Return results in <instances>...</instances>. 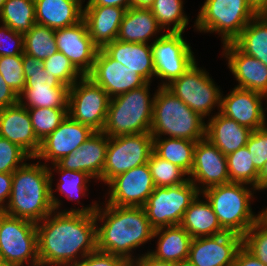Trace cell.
<instances>
[{"label":"cell","mask_w":267,"mask_h":266,"mask_svg":"<svg viewBox=\"0 0 267 266\" xmlns=\"http://www.w3.org/2000/svg\"><path fill=\"white\" fill-rule=\"evenodd\" d=\"M97 207L53 210L36 223L40 266H71L97 250Z\"/></svg>","instance_id":"cell-1"},{"label":"cell","mask_w":267,"mask_h":266,"mask_svg":"<svg viewBox=\"0 0 267 266\" xmlns=\"http://www.w3.org/2000/svg\"><path fill=\"white\" fill-rule=\"evenodd\" d=\"M104 205L98 204L95 213L96 222L102 223L96 225L97 250L120 256L130 263L136 259L133 250L153 239L154 228L143 207Z\"/></svg>","instance_id":"cell-2"},{"label":"cell","mask_w":267,"mask_h":266,"mask_svg":"<svg viewBox=\"0 0 267 266\" xmlns=\"http://www.w3.org/2000/svg\"><path fill=\"white\" fill-rule=\"evenodd\" d=\"M4 213L34 223L53 210L51 178L47 165L25 163L13 172L11 195Z\"/></svg>","instance_id":"cell-3"},{"label":"cell","mask_w":267,"mask_h":266,"mask_svg":"<svg viewBox=\"0 0 267 266\" xmlns=\"http://www.w3.org/2000/svg\"><path fill=\"white\" fill-rule=\"evenodd\" d=\"M154 93L153 117L150 133L153 137L198 141L205 138L206 123L166 87L157 86Z\"/></svg>","instance_id":"cell-4"},{"label":"cell","mask_w":267,"mask_h":266,"mask_svg":"<svg viewBox=\"0 0 267 266\" xmlns=\"http://www.w3.org/2000/svg\"><path fill=\"white\" fill-rule=\"evenodd\" d=\"M150 82L111 98L102 130L108 137L150 132L154 95L150 98Z\"/></svg>","instance_id":"cell-5"},{"label":"cell","mask_w":267,"mask_h":266,"mask_svg":"<svg viewBox=\"0 0 267 266\" xmlns=\"http://www.w3.org/2000/svg\"><path fill=\"white\" fill-rule=\"evenodd\" d=\"M256 190L246 184L230 182L209 187L201 192V195L210 202L221 227L226 232L243 236L257 221V215L251 208V201L254 200L253 191Z\"/></svg>","instance_id":"cell-6"},{"label":"cell","mask_w":267,"mask_h":266,"mask_svg":"<svg viewBox=\"0 0 267 266\" xmlns=\"http://www.w3.org/2000/svg\"><path fill=\"white\" fill-rule=\"evenodd\" d=\"M257 14L247 0H205L194 27L218 33L222 44L232 43Z\"/></svg>","instance_id":"cell-7"},{"label":"cell","mask_w":267,"mask_h":266,"mask_svg":"<svg viewBox=\"0 0 267 266\" xmlns=\"http://www.w3.org/2000/svg\"><path fill=\"white\" fill-rule=\"evenodd\" d=\"M0 261L40 266L36 223L0 213Z\"/></svg>","instance_id":"cell-8"},{"label":"cell","mask_w":267,"mask_h":266,"mask_svg":"<svg viewBox=\"0 0 267 266\" xmlns=\"http://www.w3.org/2000/svg\"><path fill=\"white\" fill-rule=\"evenodd\" d=\"M165 87L202 118L210 117L215 107L220 112L222 91L197 62Z\"/></svg>","instance_id":"cell-9"},{"label":"cell","mask_w":267,"mask_h":266,"mask_svg":"<svg viewBox=\"0 0 267 266\" xmlns=\"http://www.w3.org/2000/svg\"><path fill=\"white\" fill-rule=\"evenodd\" d=\"M200 194L187 182L170 187H155L143 208L154 229L179 225L190 203Z\"/></svg>","instance_id":"cell-10"},{"label":"cell","mask_w":267,"mask_h":266,"mask_svg":"<svg viewBox=\"0 0 267 266\" xmlns=\"http://www.w3.org/2000/svg\"><path fill=\"white\" fill-rule=\"evenodd\" d=\"M109 101L107 92L84 75L69 88L68 115L93 131L102 132Z\"/></svg>","instance_id":"cell-11"},{"label":"cell","mask_w":267,"mask_h":266,"mask_svg":"<svg viewBox=\"0 0 267 266\" xmlns=\"http://www.w3.org/2000/svg\"><path fill=\"white\" fill-rule=\"evenodd\" d=\"M153 151L150 132L109 137L103 168L104 184L121 173L148 163Z\"/></svg>","instance_id":"cell-12"},{"label":"cell","mask_w":267,"mask_h":266,"mask_svg":"<svg viewBox=\"0 0 267 266\" xmlns=\"http://www.w3.org/2000/svg\"><path fill=\"white\" fill-rule=\"evenodd\" d=\"M183 32H166L151 42L155 77L167 86L182 76L196 62L191 46L183 38Z\"/></svg>","instance_id":"cell-13"},{"label":"cell","mask_w":267,"mask_h":266,"mask_svg":"<svg viewBox=\"0 0 267 266\" xmlns=\"http://www.w3.org/2000/svg\"><path fill=\"white\" fill-rule=\"evenodd\" d=\"M107 185L105 203L121 207H143L155 189L147 163L115 176Z\"/></svg>","instance_id":"cell-14"},{"label":"cell","mask_w":267,"mask_h":266,"mask_svg":"<svg viewBox=\"0 0 267 266\" xmlns=\"http://www.w3.org/2000/svg\"><path fill=\"white\" fill-rule=\"evenodd\" d=\"M242 246L243 236L232 232L192 238L188 259L195 266H233Z\"/></svg>","instance_id":"cell-15"},{"label":"cell","mask_w":267,"mask_h":266,"mask_svg":"<svg viewBox=\"0 0 267 266\" xmlns=\"http://www.w3.org/2000/svg\"><path fill=\"white\" fill-rule=\"evenodd\" d=\"M87 76L102 87L110 99L147 83L137 72L112 59L102 48L98 49L93 69Z\"/></svg>","instance_id":"cell-16"},{"label":"cell","mask_w":267,"mask_h":266,"mask_svg":"<svg viewBox=\"0 0 267 266\" xmlns=\"http://www.w3.org/2000/svg\"><path fill=\"white\" fill-rule=\"evenodd\" d=\"M188 178L200 193L209 187L230 183L226 156L207 138L196 142Z\"/></svg>","instance_id":"cell-17"},{"label":"cell","mask_w":267,"mask_h":266,"mask_svg":"<svg viewBox=\"0 0 267 266\" xmlns=\"http://www.w3.org/2000/svg\"><path fill=\"white\" fill-rule=\"evenodd\" d=\"M94 132L67 115L57 129L41 141L39 152L32 160H44L45 165L46 162L54 164L78 149Z\"/></svg>","instance_id":"cell-18"},{"label":"cell","mask_w":267,"mask_h":266,"mask_svg":"<svg viewBox=\"0 0 267 266\" xmlns=\"http://www.w3.org/2000/svg\"><path fill=\"white\" fill-rule=\"evenodd\" d=\"M267 97L259 92L234 87L226 96L221 95L220 113L251 130L267 125L262 101Z\"/></svg>","instance_id":"cell-19"},{"label":"cell","mask_w":267,"mask_h":266,"mask_svg":"<svg viewBox=\"0 0 267 266\" xmlns=\"http://www.w3.org/2000/svg\"><path fill=\"white\" fill-rule=\"evenodd\" d=\"M55 39L58 51L83 75L92 71L99 48L93 43L84 20L73 26L55 30Z\"/></svg>","instance_id":"cell-20"},{"label":"cell","mask_w":267,"mask_h":266,"mask_svg":"<svg viewBox=\"0 0 267 266\" xmlns=\"http://www.w3.org/2000/svg\"><path fill=\"white\" fill-rule=\"evenodd\" d=\"M108 142L109 137L105 133L94 132L78 149L56 164L61 169L86 172L93 180L102 182Z\"/></svg>","instance_id":"cell-21"},{"label":"cell","mask_w":267,"mask_h":266,"mask_svg":"<svg viewBox=\"0 0 267 266\" xmlns=\"http://www.w3.org/2000/svg\"><path fill=\"white\" fill-rule=\"evenodd\" d=\"M222 56L238 81L235 87L259 92L267 97V66L241 52L233 43L223 44Z\"/></svg>","instance_id":"cell-22"},{"label":"cell","mask_w":267,"mask_h":266,"mask_svg":"<svg viewBox=\"0 0 267 266\" xmlns=\"http://www.w3.org/2000/svg\"><path fill=\"white\" fill-rule=\"evenodd\" d=\"M0 137L20 146L32 158L39 152L41 142L34 133L28 109L20 103L0 108Z\"/></svg>","instance_id":"cell-23"},{"label":"cell","mask_w":267,"mask_h":266,"mask_svg":"<svg viewBox=\"0 0 267 266\" xmlns=\"http://www.w3.org/2000/svg\"><path fill=\"white\" fill-rule=\"evenodd\" d=\"M125 11V8L114 6H84L83 20L99 49L117 39Z\"/></svg>","instance_id":"cell-24"},{"label":"cell","mask_w":267,"mask_h":266,"mask_svg":"<svg viewBox=\"0 0 267 266\" xmlns=\"http://www.w3.org/2000/svg\"><path fill=\"white\" fill-rule=\"evenodd\" d=\"M252 131L218 112L208 119L205 138L227 156L246 146Z\"/></svg>","instance_id":"cell-25"},{"label":"cell","mask_w":267,"mask_h":266,"mask_svg":"<svg viewBox=\"0 0 267 266\" xmlns=\"http://www.w3.org/2000/svg\"><path fill=\"white\" fill-rule=\"evenodd\" d=\"M112 59L137 72L147 82L155 77L151 43L114 40L102 48Z\"/></svg>","instance_id":"cell-26"},{"label":"cell","mask_w":267,"mask_h":266,"mask_svg":"<svg viewBox=\"0 0 267 266\" xmlns=\"http://www.w3.org/2000/svg\"><path fill=\"white\" fill-rule=\"evenodd\" d=\"M36 23L57 30L83 20L80 0H34Z\"/></svg>","instance_id":"cell-27"},{"label":"cell","mask_w":267,"mask_h":266,"mask_svg":"<svg viewBox=\"0 0 267 266\" xmlns=\"http://www.w3.org/2000/svg\"><path fill=\"white\" fill-rule=\"evenodd\" d=\"M162 30L150 9L130 7L123 16L117 40L148 44L153 36L158 39Z\"/></svg>","instance_id":"cell-28"},{"label":"cell","mask_w":267,"mask_h":266,"mask_svg":"<svg viewBox=\"0 0 267 266\" xmlns=\"http://www.w3.org/2000/svg\"><path fill=\"white\" fill-rule=\"evenodd\" d=\"M158 238L156 250L147 251L152 257L177 263L188 259L192 237L180 225L154 229L153 239Z\"/></svg>","instance_id":"cell-29"},{"label":"cell","mask_w":267,"mask_h":266,"mask_svg":"<svg viewBox=\"0 0 267 266\" xmlns=\"http://www.w3.org/2000/svg\"><path fill=\"white\" fill-rule=\"evenodd\" d=\"M201 193L190 203L183 214L180 226L183 227L192 238L214 236L226 231L221 227L210 202L200 200Z\"/></svg>","instance_id":"cell-30"},{"label":"cell","mask_w":267,"mask_h":266,"mask_svg":"<svg viewBox=\"0 0 267 266\" xmlns=\"http://www.w3.org/2000/svg\"><path fill=\"white\" fill-rule=\"evenodd\" d=\"M232 43L267 66V13L257 14Z\"/></svg>","instance_id":"cell-31"},{"label":"cell","mask_w":267,"mask_h":266,"mask_svg":"<svg viewBox=\"0 0 267 266\" xmlns=\"http://www.w3.org/2000/svg\"><path fill=\"white\" fill-rule=\"evenodd\" d=\"M68 86L25 84L19 103L26 108L68 109Z\"/></svg>","instance_id":"cell-32"},{"label":"cell","mask_w":267,"mask_h":266,"mask_svg":"<svg viewBox=\"0 0 267 266\" xmlns=\"http://www.w3.org/2000/svg\"><path fill=\"white\" fill-rule=\"evenodd\" d=\"M47 167L51 178V201L55 211L59 212L60 205H62L60 201L62 200L58 199L55 194H53L52 177H54V174L52 172L57 171L58 174H61V178H59V182L56 184L57 188L54 190L65 195L66 199L70 201L77 200V203H80L78 197H86V191L88 192L87 184H89L88 182L90 179H93L89 174L82 171L61 169L56 163L52 164L51 167L47 165Z\"/></svg>","instance_id":"cell-33"},{"label":"cell","mask_w":267,"mask_h":266,"mask_svg":"<svg viewBox=\"0 0 267 266\" xmlns=\"http://www.w3.org/2000/svg\"><path fill=\"white\" fill-rule=\"evenodd\" d=\"M153 137V150L161 158L190 174L194 163L196 141L181 138Z\"/></svg>","instance_id":"cell-34"},{"label":"cell","mask_w":267,"mask_h":266,"mask_svg":"<svg viewBox=\"0 0 267 266\" xmlns=\"http://www.w3.org/2000/svg\"><path fill=\"white\" fill-rule=\"evenodd\" d=\"M0 22L15 32H29L36 23L34 0H6L0 11Z\"/></svg>","instance_id":"cell-35"},{"label":"cell","mask_w":267,"mask_h":266,"mask_svg":"<svg viewBox=\"0 0 267 266\" xmlns=\"http://www.w3.org/2000/svg\"><path fill=\"white\" fill-rule=\"evenodd\" d=\"M24 54L45 60L55 54L58 49L55 30L35 23L29 32L23 34Z\"/></svg>","instance_id":"cell-36"},{"label":"cell","mask_w":267,"mask_h":266,"mask_svg":"<svg viewBox=\"0 0 267 266\" xmlns=\"http://www.w3.org/2000/svg\"><path fill=\"white\" fill-rule=\"evenodd\" d=\"M183 2V0H154L150 7L158 24L163 30L166 29V32L184 33L189 18L184 13Z\"/></svg>","instance_id":"cell-37"},{"label":"cell","mask_w":267,"mask_h":266,"mask_svg":"<svg viewBox=\"0 0 267 266\" xmlns=\"http://www.w3.org/2000/svg\"><path fill=\"white\" fill-rule=\"evenodd\" d=\"M230 182L241 183L258 190V170L246 146L226 156Z\"/></svg>","instance_id":"cell-38"},{"label":"cell","mask_w":267,"mask_h":266,"mask_svg":"<svg viewBox=\"0 0 267 266\" xmlns=\"http://www.w3.org/2000/svg\"><path fill=\"white\" fill-rule=\"evenodd\" d=\"M148 166L155 187H170L183 184L189 180L188 174L175 164L152 152Z\"/></svg>","instance_id":"cell-39"},{"label":"cell","mask_w":267,"mask_h":266,"mask_svg":"<svg viewBox=\"0 0 267 266\" xmlns=\"http://www.w3.org/2000/svg\"><path fill=\"white\" fill-rule=\"evenodd\" d=\"M32 127L37 139L41 142L57 129L68 115V109L27 108Z\"/></svg>","instance_id":"cell-40"},{"label":"cell","mask_w":267,"mask_h":266,"mask_svg":"<svg viewBox=\"0 0 267 266\" xmlns=\"http://www.w3.org/2000/svg\"><path fill=\"white\" fill-rule=\"evenodd\" d=\"M43 65L49 76L55 77L69 88L84 76L73 63L59 51L43 60Z\"/></svg>","instance_id":"cell-41"},{"label":"cell","mask_w":267,"mask_h":266,"mask_svg":"<svg viewBox=\"0 0 267 266\" xmlns=\"http://www.w3.org/2000/svg\"><path fill=\"white\" fill-rule=\"evenodd\" d=\"M23 55L0 56V74L6 84L18 95L25 88Z\"/></svg>","instance_id":"cell-42"},{"label":"cell","mask_w":267,"mask_h":266,"mask_svg":"<svg viewBox=\"0 0 267 266\" xmlns=\"http://www.w3.org/2000/svg\"><path fill=\"white\" fill-rule=\"evenodd\" d=\"M32 157L20 146L0 137V173H13Z\"/></svg>","instance_id":"cell-43"},{"label":"cell","mask_w":267,"mask_h":266,"mask_svg":"<svg viewBox=\"0 0 267 266\" xmlns=\"http://www.w3.org/2000/svg\"><path fill=\"white\" fill-rule=\"evenodd\" d=\"M243 246L267 266V227L256 221L243 235Z\"/></svg>","instance_id":"cell-44"},{"label":"cell","mask_w":267,"mask_h":266,"mask_svg":"<svg viewBox=\"0 0 267 266\" xmlns=\"http://www.w3.org/2000/svg\"><path fill=\"white\" fill-rule=\"evenodd\" d=\"M23 70L25 84H47L49 86H65L55 77H51L44 69L43 61L23 53Z\"/></svg>","instance_id":"cell-45"},{"label":"cell","mask_w":267,"mask_h":266,"mask_svg":"<svg viewBox=\"0 0 267 266\" xmlns=\"http://www.w3.org/2000/svg\"><path fill=\"white\" fill-rule=\"evenodd\" d=\"M246 147L255 168L260 171L267 160V125L252 131Z\"/></svg>","instance_id":"cell-46"},{"label":"cell","mask_w":267,"mask_h":266,"mask_svg":"<svg viewBox=\"0 0 267 266\" xmlns=\"http://www.w3.org/2000/svg\"><path fill=\"white\" fill-rule=\"evenodd\" d=\"M23 34L0 24V56L23 55Z\"/></svg>","instance_id":"cell-47"},{"label":"cell","mask_w":267,"mask_h":266,"mask_svg":"<svg viewBox=\"0 0 267 266\" xmlns=\"http://www.w3.org/2000/svg\"><path fill=\"white\" fill-rule=\"evenodd\" d=\"M130 263L120 257L113 254L94 251L84 256L79 262L71 266H129Z\"/></svg>","instance_id":"cell-48"},{"label":"cell","mask_w":267,"mask_h":266,"mask_svg":"<svg viewBox=\"0 0 267 266\" xmlns=\"http://www.w3.org/2000/svg\"><path fill=\"white\" fill-rule=\"evenodd\" d=\"M19 103V95L9 87L0 74V108L13 106Z\"/></svg>","instance_id":"cell-49"},{"label":"cell","mask_w":267,"mask_h":266,"mask_svg":"<svg viewBox=\"0 0 267 266\" xmlns=\"http://www.w3.org/2000/svg\"><path fill=\"white\" fill-rule=\"evenodd\" d=\"M13 173H0V213H4L12 188Z\"/></svg>","instance_id":"cell-50"},{"label":"cell","mask_w":267,"mask_h":266,"mask_svg":"<svg viewBox=\"0 0 267 266\" xmlns=\"http://www.w3.org/2000/svg\"><path fill=\"white\" fill-rule=\"evenodd\" d=\"M233 266H266V265H264L244 246H242L237 252Z\"/></svg>","instance_id":"cell-51"},{"label":"cell","mask_w":267,"mask_h":266,"mask_svg":"<svg viewBox=\"0 0 267 266\" xmlns=\"http://www.w3.org/2000/svg\"><path fill=\"white\" fill-rule=\"evenodd\" d=\"M129 266H175V263L161 261L152 257L149 253H145L136 257L134 261L130 262Z\"/></svg>","instance_id":"cell-52"},{"label":"cell","mask_w":267,"mask_h":266,"mask_svg":"<svg viewBox=\"0 0 267 266\" xmlns=\"http://www.w3.org/2000/svg\"><path fill=\"white\" fill-rule=\"evenodd\" d=\"M85 6H114L127 10L131 7V0H88Z\"/></svg>","instance_id":"cell-53"},{"label":"cell","mask_w":267,"mask_h":266,"mask_svg":"<svg viewBox=\"0 0 267 266\" xmlns=\"http://www.w3.org/2000/svg\"><path fill=\"white\" fill-rule=\"evenodd\" d=\"M251 7L258 13H267V0H247Z\"/></svg>","instance_id":"cell-54"},{"label":"cell","mask_w":267,"mask_h":266,"mask_svg":"<svg viewBox=\"0 0 267 266\" xmlns=\"http://www.w3.org/2000/svg\"><path fill=\"white\" fill-rule=\"evenodd\" d=\"M267 186V160L258 172V191Z\"/></svg>","instance_id":"cell-55"},{"label":"cell","mask_w":267,"mask_h":266,"mask_svg":"<svg viewBox=\"0 0 267 266\" xmlns=\"http://www.w3.org/2000/svg\"><path fill=\"white\" fill-rule=\"evenodd\" d=\"M154 0H131V7L150 9Z\"/></svg>","instance_id":"cell-56"},{"label":"cell","mask_w":267,"mask_h":266,"mask_svg":"<svg viewBox=\"0 0 267 266\" xmlns=\"http://www.w3.org/2000/svg\"><path fill=\"white\" fill-rule=\"evenodd\" d=\"M257 221L267 227V207L258 212Z\"/></svg>","instance_id":"cell-57"},{"label":"cell","mask_w":267,"mask_h":266,"mask_svg":"<svg viewBox=\"0 0 267 266\" xmlns=\"http://www.w3.org/2000/svg\"><path fill=\"white\" fill-rule=\"evenodd\" d=\"M175 266H195L189 259L175 263Z\"/></svg>","instance_id":"cell-58"},{"label":"cell","mask_w":267,"mask_h":266,"mask_svg":"<svg viewBox=\"0 0 267 266\" xmlns=\"http://www.w3.org/2000/svg\"><path fill=\"white\" fill-rule=\"evenodd\" d=\"M0 266H18V265L0 261Z\"/></svg>","instance_id":"cell-59"},{"label":"cell","mask_w":267,"mask_h":266,"mask_svg":"<svg viewBox=\"0 0 267 266\" xmlns=\"http://www.w3.org/2000/svg\"><path fill=\"white\" fill-rule=\"evenodd\" d=\"M6 2V0H0V11L2 9L3 4Z\"/></svg>","instance_id":"cell-60"},{"label":"cell","mask_w":267,"mask_h":266,"mask_svg":"<svg viewBox=\"0 0 267 266\" xmlns=\"http://www.w3.org/2000/svg\"><path fill=\"white\" fill-rule=\"evenodd\" d=\"M262 190H264V191L267 190V186L262 188V189H260L259 191L261 192Z\"/></svg>","instance_id":"cell-61"}]
</instances>
